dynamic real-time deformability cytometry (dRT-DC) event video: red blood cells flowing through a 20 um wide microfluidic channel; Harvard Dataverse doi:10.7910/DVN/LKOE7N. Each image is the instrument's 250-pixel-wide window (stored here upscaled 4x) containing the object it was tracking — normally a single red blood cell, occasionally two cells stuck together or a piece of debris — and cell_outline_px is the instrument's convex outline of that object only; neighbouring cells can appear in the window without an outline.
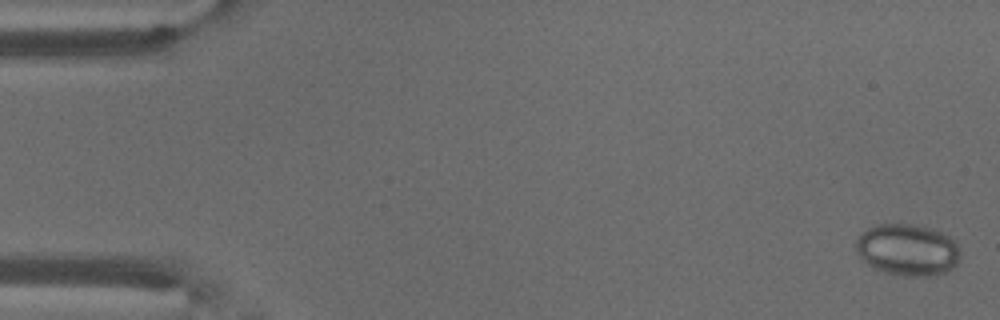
{"species": "common noctule bat (a hibernating species)", "species_latin": "Nyctalus noctula", "temperature_condition": "warm", "stored_images_in_passage": 4, "camera_frame_rate_fps": 3000, "um_per_image_px": 0.085, "animal": {"sex": "male", "body_mass_g": 18.8}, "frame": {"image": 1, "passage_image": 1, "time_ms": 0.0, "image_size_px": [1000, 320], "cell_outline_px": [[960, 260], [948, 272], [928, 276], [904, 276], [880, 272], [872, 268], [860, 260], [856, 252], [856, 240], [860, 232], [868, 228], [880, 224], [920, 224], [932, 228], [956, 240], [960, 252]], "centroid_in_image_um": [77.12, 21.24], "position_along_channel_um": 7.9, "area_um2": 32.19}}